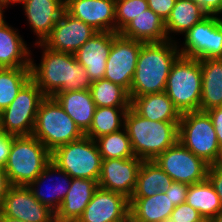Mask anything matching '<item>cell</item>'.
Instances as JSON below:
<instances>
[{
  "mask_svg": "<svg viewBox=\"0 0 222 222\" xmlns=\"http://www.w3.org/2000/svg\"><path fill=\"white\" fill-rule=\"evenodd\" d=\"M202 89L200 111L222 107V58L200 60Z\"/></svg>",
  "mask_w": 222,
  "mask_h": 222,
  "instance_id": "27",
  "label": "cell"
},
{
  "mask_svg": "<svg viewBox=\"0 0 222 222\" xmlns=\"http://www.w3.org/2000/svg\"><path fill=\"white\" fill-rule=\"evenodd\" d=\"M206 16L203 9L191 0H176L170 16L165 21L168 40L175 39V33L176 35L185 34Z\"/></svg>",
  "mask_w": 222,
  "mask_h": 222,
  "instance_id": "28",
  "label": "cell"
},
{
  "mask_svg": "<svg viewBox=\"0 0 222 222\" xmlns=\"http://www.w3.org/2000/svg\"><path fill=\"white\" fill-rule=\"evenodd\" d=\"M168 222H209L187 202L175 206Z\"/></svg>",
  "mask_w": 222,
  "mask_h": 222,
  "instance_id": "36",
  "label": "cell"
},
{
  "mask_svg": "<svg viewBox=\"0 0 222 222\" xmlns=\"http://www.w3.org/2000/svg\"><path fill=\"white\" fill-rule=\"evenodd\" d=\"M189 185L182 182L173 181L165 191L175 206L186 202V196Z\"/></svg>",
  "mask_w": 222,
  "mask_h": 222,
  "instance_id": "37",
  "label": "cell"
},
{
  "mask_svg": "<svg viewBox=\"0 0 222 222\" xmlns=\"http://www.w3.org/2000/svg\"><path fill=\"white\" fill-rule=\"evenodd\" d=\"M129 220L131 222H168L175 205L165 192L151 197L129 199Z\"/></svg>",
  "mask_w": 222,
  "mask_h": 222,
  "instance_id": "23",
  "label": "cell"
},
{
  "mask_svg": "<svg viewBox=\"0 0 222 222\" xmlns=\"http://www.w3.org/2000/svg\"><path fill=\"white\" fill-rule=\"evenodd\" d=\"M183 35L182 45L178 42L180 56L198 60L222 58V17L207 15Z\"/></svg>",
  "mask_w": 222,
  "mask_h": 222,
  "instance_id": "10",
  "label": "cell"
},
{
  "mask_svg": "<svg viewBox=\"0 0 222 222\" xmlns=\"http://www.w3.org/2000/svg\"><path fill=\"white\" fill-rule=\"evenodd\" d=\"M116 0H65V11L98 32L116 33Z\"/></svg>",
  "mask_w": 222,
  "mask_h": 222,
  "instance_id": "17",
  "label": "cell"
},
{
  "mask_svg": "<svg viewBox=\"0 0 222 222\" xmlns=\"http://www.w3.org/2000/svg\"><path fill=\"white\" fill-rule=\"evenodd\" d=\"M54 175L56 178L54 177ZM56 175H58V178L60 179L57 180ZM46 181H50L52 183L49 184L48 188L44 187L45 190H42L44 189L42 188V184L43 186H45L44 183ZM71 181L72 178L66 172H64L56 164L50 161L45 166L41 174L31 184H29L28 187L32 191L33 196L41 204L47 206L50 210L56 213L62 201L64 200L65 195L70 189Z\"/></svg>",
  "mask_w": 222,
  "mask_h": 222,
  "instance_id": "19",
  "label": "cell"
},
{
  "mask_svg": "<svg viewBox=\"0 0 222 222\" xmlns=\"http://www.w3.org/2000/svg\"><path fill=\"white\" fill-rule=\"evenodd\" d=\"M148 8L147 0H116V33H119L132 19Z\"/></svg>",
  "mask_w": 222,
  "mask_h": 222,
  "instance_id": "35",
  "label": "cell"
},
{
  "mask_svg": "<svg viewBox=\"0 0 222 222\" xmlns=\"http://www.w3.org/2000/svg\"><path fill=\"white\" fill-rule=\"evenodd\" d=\"M207 179L219 196L222 205V168L216 164L209 166Z\"/></svg>",
  "mask_w": 222,
  "mask_h": 222,
  "instance_id": "39",
  "label": "cell"
},
{
  "mask_svg": "<svg viewBox=\"0 0 222 222\" xmlns=\"http://www.w3.org/2000/svg\"><path fill=\"white\" fill-rule=\"evenodd\" d=\"M124 128L135 156L142 160H154L172 147L179 137V122L151 121L131 107L126 112Z\"/></svg>",
  "mask_w": 222,
  "mask_h": 222,
  "instance_id": "3",
  "label": "cell"
},
{
  "mask_svg": "<svg viewBox=\"0 0 222 222\" xmlns=\"http://www.w3.org/2000/svg\"><path fill=\"white\" fill-rule=\"evenodd\" d=\"M97 188V180L72 178L70 189L55 213V222H76Z\"/></svg>",
  "mask_w": 222,
  "mask_h": 222,
  "instance_id": "22",
  "label": "cell"
},
{
  "mask_svg": "<svg viewBox=\"0 0 222 222\" xmlns=\"http://www.w3.org/2000/svg\"><path fill=\"white\" fill-rule=\"evenodd\" d=\"M4 8H5L4 3L2 0H0V19L4 16V12H5Z\"/></svg>",
  "mask_w": 222,
  "mask_h": 222,
  "instance_id": "47",
  "label": "cell"
},
{
  "mask_svg": "<svg viewBox=\"0 0 222 222\" xmlns=\"http://www.w3.org/2000/svg\"><path fill=\"white\" fill-rule=\"evenodd\" d=\"M89 91L96 107H130L129 93L107 79L92 82Z\"/></svg>",
  "mask_w": 222,
  "mask_h": 222,
  "instance_id": "33",
  "label": "cell"
},
{
  "mask_svg": "<svg viewBox=\"0 0 222 222\" xmlns=\"http://www.w3.org/2000/svg\"><path fill=\"white\" fill-rule=\"evenodd\" d=\"M130 107H96L89 130L84 134L93 140L124 128Z\"/></svg>",
  "mask_w": 222,
  "mask_h": 222,
  "instance_id": "31",
  "label": "cell"
},
{
  "mask_svg": "<svg viewBox=\"0 0 222 222\" xmlns=\"http://www.w3.org/2000/svg\"><path fill=\"white\" fill-rule=\"evenodd\" d=\"M210 222H222V210Z\"/></svg>",
  "mask_w": 222,
  "mask_h": 222,
  "instance_id": "46",
  "label": "cell"
},
{
  "mask_svg": "<svg viewBox=\"0 0 222 222\" xmlns=\"http://www.w3.org/2000/svg\"><path fill=\"white\" fill-rule=\"evenodd\" d=\"M130 107L140 116L151 121L179 122L181 113L163 92L130 98Z\"/></svg>",
  "mask_w": 222,
  "mask_h": 222,
  "instance_id": "24",
  "label": "cell"
},
{
  "mask_svg": "<svg viewBox=\"0 0 222 222\" xmlns=\"http://www.w3.org/2000/svg\"><path fill=\"white\" fill-rule=\"evenodd\" d=\"M11 186L5 169L0 167V212L2 211L5 197Z\"/></svg>",
  "mask_w": 222,
  "mask_h": 222,
  "instance_id": "43",
  "label": "cell"
},
{
  "mask_svg": "<svg viewBox=\"0 0 222 222\" xmlns=\"http://www.w3.org/2000/svg\"><path fill=\"white\" fill-rule=\"evenodd\" d=\"M216 165H218V166H220L222 168V149H221V154H220L219 160L216 163Z\"/></svg>",
  "mask_w": 222,
  "mask_h": 222,
  "instance_id": "48",
  "label": "cell"
},
{
  "mask_svg": "<svg viewBox=\"0 0 222 222\" xmlns=\"http://www.w3.org/2000/svg\"><path fill=\"white\" fill-rule=\"evenodd\" d=\"M119 34L125 38L143 43L162 42L168 40L165 21L150 8L132 19Z\"/></svg>",
  "mask_w": 222,
  "mask_h": 222,
  "instance_id": "26",
  "label": "cell"
},
{
  "mask_svg": "<svg viewBox=\"0 0 222 222\" xmlns=\"http://www.w3.org/2000/svg\"><path fill=\"white\" fill-rule=\"evenodd\" d=\"M142 45L141 41L128 39L113 32L104 79L123 87L129 93Z\"/></svg>",
  "mask_w": 222,
  "mask_h": 222,
  "instance_id": "12",
  "label": "cell"
},
{
  "mask_svg": "<svg viewBox=\"0 0 222 222\" xmlns=\"http://www.w3.org/2000/svg\"><path fill=\"white\" fill-rule=\"evenodd\" d=\"M214 126L218 143L222 149V107L213 108L206 111Z\"/></svg>",
  "mask_w": 222,
  "mask_h": 222,
  "instance_id": "42",
  "label": "cell"
},
{
  "mask_svg": "<svg viewBox=\"0 0 222 222\" xmlns=\"http://www.w3.org/2000/svg\"><path fill=\"white\" fill-rule=\"evenodd\" d=\"M1 222H24V221H21V220H18V219H14V218H10L8 216H4L1 213Z\"/></svg>",
  "mask_w": 222,
  "mask_h": 222,
  "instance_id": "45",
  "label": "cell"
},
{
  "mask_svg": "<svg viewBox=\"0 0 222 222\" xmlns=\"http://www.w3.org/2000/svg\"><path fill=\"white\" fill-rule=\"evenodd\" d=\"M1 213L24 222H55V213L41 204L28 186H11Z\"/></svg>",
  "mask_w": 222,
  "mask_h": 222,
  "instance_id": "14",
  "label": "cell"
},
{
  "mask_svg": "<svg viewBox=\"0 0 222 222\" xmlns=\"http://www.w3.org/2000/svg\"><path fill=\"white\" fill-rule=\"evenodd\" d=\"M172 182V178L154 160H143L131 197H151L156 193L165 192Z\"/></svg>",
  "mask_w": 222,
  "mask_h": 222,
  "instance_id": "29",
  "label": "cell"
},
{
  "mask_svg": "<svg viewBox=\"0 0 222 222\" xmlns=\"http://www.w3.org/2000/svg\"><path fill=\"white\" fill-rule=\"evenodd\" d=\"M97 32L93 27L74 18L64 10L51 35L43 44L53 51L74 54Z\"/></svg>",
  "mask_w": 222,
  "mask_h": 222,
  "instance_id": "16",
  "label": "cell"
},
{
  "mask_svg": "<svg viewBox=\"0 0 222 222\" xmlns=\"http://www.w3.org/2000/svg\"><path fill=\"white\" fill-rule=\"evenodd\" d=\"M32 135L50 152L84 136L73 119L52 96H46L40 103Z\"/></svg>",
  "mask_w": 222,
  "mask_h": 222,
  "instance_id": "5",
  "label": "cell"
},
{
  "mask_svg": "<svg viewBox=\"0 0 222 222\" xmlns=\"http://www.w3.org/2000/svg\"><path fill=\"white\" fill-rule=\"evenodd\" d=\"M179 56L177 39L143 43L138 54L129 97L165 91L171 66Z\"/></svg>",
  "mask_w": 222,
  "mask_h": 222,
  "instance_id": "2",
  "label": "cell"
},
{
  "mask_svg": "<svg viewBox=\"0 0 222 222\" xmlns=\"http://www.w3.org/2000/svg\"><path fill=\"white\" fill-rule=\"evenodd\" d=\"M201 89L200 60L179 56L171 66L165 93L182 114L200 110Z\"/></svg>",
  "mask_w": 222,
  "mask_h": 222,
  "instance_id": "6",
  "label": "cell"
},
{
  "mask_svg": "<svg viewBox=\"0 0 222 222\" xmlns=\"http://www.w3.org/2000/svg\"><path fill=\"white\" fill-rule=\"evenodd\" d=\"M31 79V67L0 68V113L17 97Z\"/></svg>",
  "mask_w": 222,
  "mask_h": 222,
  "instance_id": "32",
  "label": "cell"
},
{
  "mask_svg": "<svg viewBox=\"0 0 222 222\" xmlns=\"http://www.w3.org/2000/svg\"><path fill=\"white\" fill-rule=\"evenodd\" d=\"M178 141L210 166L219 160L221 147L206 111H189L181 114Z\"/></svg>",
  "mask_w": 222,
  "mask_h": 222,
  "instance_id": "7",
  "label": "cell"
},
{
  "mask_svg": "<svg viewBox=\"0 0 222 222\" xmlns=\"http://www.w3.org/2000/svg\"><path fill=\"white\" fill-rule=\"evenodd\" d=\"M20 4L28 26L37 37L34 44L44 43L65 10V0H24Z\"/></svg>",
  "mask_w": 222,
  "mask_h": 222,
  "instance_id": "18",
  "label": "cell"
},
{
  "mask_svg": "<svg viewBox=\"0 0 222 222\" xmlns=\"http://www.w3.org/2000/svg\"><path fill=\"white\" fill-rule=\"evenodd\" d=\"M149 8L164 21L170 16L176 0H147Z\"/></svg>",
  "mask_w": 222,
  "mask_h": 222,
  "instance_id": "38",
  "label": "cell"
},
{
  "mask_svg": "<svg viewBox=\"0 0 222 222\" xmlns=\"http://www.w3.org/2000/svg\"><path fill=\"white\" fill-rule=\"evenodd\" d=\"M12 140V135H8L0 130V167L4 168L7 163Z\"/></svg>",
  "mask_w": 222,
  "mask_h": 222,
  "instance_id": "41",
  "label": "cell"
},
{
  "mask_svg": "<svg viewBox=\"0 0 222 222\" xmlns=\"http://www.w3.org/2000/svg\"><path fill=\"white\" fill-rule=\"evenodd\" d=\"M34 45L43 51L39 64L31 58V79L45 96L91 87L85 67L76 61L74 54L53 51L43 43Z\"/></svg>",
  "mask_w": 222,
  "mask_h": 222,
  "instance_id": "1",
  "label": "cell"
},
{
  "mask_svg": "<svg viewBox=\"0 0 222 222\" xmlns=\"http://www.w3.org/2000/svg\"><path fill=\"white\" fill-rule=\"evenodd\" d=\"M102 156L95 140L85 135L76 141L57 147L51 161L71 178L99 179Z\"/></svg>",
  "mask_w": 222,
  "mask_h": 222,
  "instance_id": "8",
  "label": "cell"
},
{
  "mask_svg": "<svg viewBox=\"0 0 222 222\" xmlns=\"http://www.w3.org/2000/svg\"><path fill=\"white\" fill-rule=\"evenodd\" d=\"M129 206L125 195L98 187L76 222H128Z\"/></svg>",
  "mask_w": 222,
  "mask_h": 222,
  "instance_id": "13",
  "label": "cell"
},
{
  "mask_svg": "<svg viewBox=\"0 0 222 222\" xmlns=\"http://www.w3.org/2000/svg\"><path fill=\"white\" fill-rule=\"evenodd\" d=\"M51 161V152L33 135L13 136L4 167L13 186H28Z\"/></svg>",
  "mask_w": 222,
  "mask_h": 222,
  "instance_id": "4",
  "label": "cell"
},
{
  "mask_svg": "<svg viewBox=\"0 0 222 222\" xmlns=\"http://www.w3.org/2000/svg\"><path fill=\"white\" fill-rule=\"evenodd\" d=\"M186 202L209 222L222 210L220 198L208 179L189 185Z\"/></svg>",
  "mask_w": 222,
  "mask_h": 222,
  "instance_id": "30",
  "label": "cell"
},
{
  "mask_svg": "<svg viewBox=\"0 0 222 222\" xmlns=\"http://www.w3.org/2000/svg\"><path fill=\"white\" fill-rule=\"evenodd\" d=\"M199 5L207 15L220 16L222 14V0H191Z\"/></svg>",
  "mask_w": 222,
  "mask_h": 222,
  "instance_id": "40",
  "label": "cell"
},
{
  "mask_svg": "<svg viewBox=\"0 0 222 222\" xmlns=\"http://www.w3.org/2000/svg\"><path fill=\"white\" fill-rule=\"evenodd\" d=\"M142 159L131 158L102 160L98 187L118 192L128 199L133 195Z\"/></svg>",
  "mask_w": 222,
  "mask_h": 222,
  "instance_id": "15",
  "label": "cell"
},
{
  "mask_svg": "<svg viewBox=\"0 0 222 222\" xmlns=\"http://www.w3.org/2000/svg\"><path fill=\"white\" fill-rule=\"evenodd\" d=\"M24 0H3V3H4V7L7 8V7H10L11 5L13 4H20L22 3ZM10 5V6H9Z\"/></svg>",
  "mask_w": 222,
  "mask_h": 222,
  "instance_id": "44",
  "label": "cell"
},
{
  "mask_svg": "<svg viewBox=\"0 0 222 222\" xmlns=\"http://www.w3.org/2000/svg\"><path fill=\"white\" fill-rule=\"evenodd\" d=\"M112 42L113 32H97L74 53L76 61L85 67L91 82L104 78Z\"/></svg>",
  "mask_w": 222,
  "mask_h": 222,
  "instance_id": "20",
  "label": "cell"
},
{
  "mask_svg": "<svg viewBox=\"0 0 222 222\" xmlns=\"http://www.w3.org/2000/svg\"><path fill=\"white\" fill-rule=\"evenodd\" d=\"M154 162L167 173L173 181L188 185L207 179L209 164L195 156L177 141L172 147L158 155Z\"/></svg>",
  "mask_w": 222,
  "mask_h": 222,
  "instance_id": "11",
  "label": "cell"
},
{
  "mask_svg": "<svg viewBox=\"0 0 222 222\" xmlns=\"http://www.w3.org/2000/svg\"><path fill=\"white\" fill-rule=\"evenodd\" d=\"M53 97L85 134L91 126L96 109L89 89L56 93Z\"/></svg>",
  "mask_w": 222,
  "mask_h": 222,
  "instance_id": "25",
  "label": "cell"
},
{
  "mask_svg": "<svg viewBox=\"0 0 222 222\" xmlns=\"http://www.w3.org/2000/svg\"><path fill=\"white\" fill-rule=\"evenodd\" d=\"M4 17L0 19V68L30 67L31 48Z\"/></svg>",
  "mask_w": 222,
  "mask_h": 222,
  "instance_id": "21",
  "label": "cell"
},
{
  "mask_svg": "<svg viewBox=\"0 0 222 222\" xmlns=\"http://www.w3.org/2000/svg\"><path fill=\"white\" fill-rule=\"evenodd\" d=\"M45 97L30 79L13 102L0 113V130L12 136L32 135L40 103Z\"/></svg>",
  "mask_w": 222,
  "mask_h": 222,
  "instance_id": "9",
  "label": "cell"
},
{
  "mask_svg": "<svg viewBox=\"0 0 222 222\" xmlns=\"http://www.w3.org/2000/svg\"><path fill=\"white\" fill-rule=\"evenodd\" d=\"M95 142L103 160L131 158L135 156L125 128L96 138Z\"/></svg>",
  "mask_w": 222,
  "mask_h": 222,
  "instance_id": "34",
  "label": "cell"
}]
</instances>
